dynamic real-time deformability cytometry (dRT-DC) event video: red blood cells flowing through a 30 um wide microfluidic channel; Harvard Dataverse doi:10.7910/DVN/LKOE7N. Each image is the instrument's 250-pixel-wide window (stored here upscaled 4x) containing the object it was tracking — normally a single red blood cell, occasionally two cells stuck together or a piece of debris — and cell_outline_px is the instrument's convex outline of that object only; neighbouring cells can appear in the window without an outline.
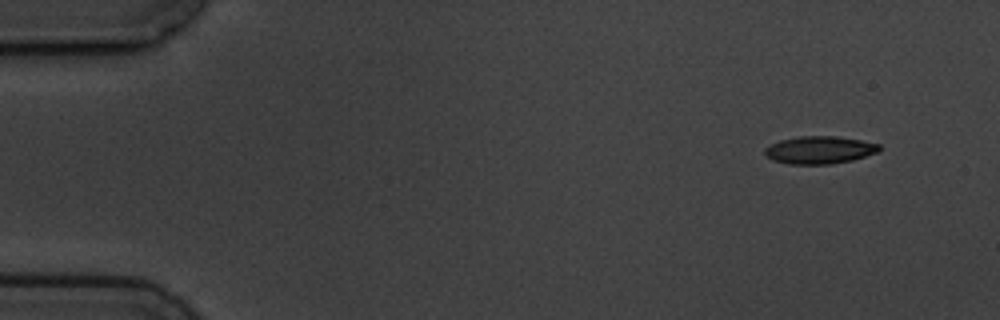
{"species": "common noctule bat (a hibernating species)", "species_latin": "Nyctalus noctula", "temperature_condition": "cold", "stored_images_in_passage": 4, "camera_frame_rate_fps": 3000, "um_per_image_px": 0.085, "animal": {"sex": "male", "body_mass_g": 19.5, "forearm_length_mm": 54.6}, "frame": {"image": 1, "passage_image": 1, "time_ms": 0.0, "image_size_px": [1000, 320], "cell_outline_px": [[880, 152], [852, 160], [832, 164], [788, 164], [772, 160], [764, 156], [764, 148], [780, 140], [800, 136], [836, 136], [860, 140], [880, 144]], "centroid_in_image_um": [69.65, 12.75], "position_along_channel_um": 15.3, "area_um2": 18.55}}